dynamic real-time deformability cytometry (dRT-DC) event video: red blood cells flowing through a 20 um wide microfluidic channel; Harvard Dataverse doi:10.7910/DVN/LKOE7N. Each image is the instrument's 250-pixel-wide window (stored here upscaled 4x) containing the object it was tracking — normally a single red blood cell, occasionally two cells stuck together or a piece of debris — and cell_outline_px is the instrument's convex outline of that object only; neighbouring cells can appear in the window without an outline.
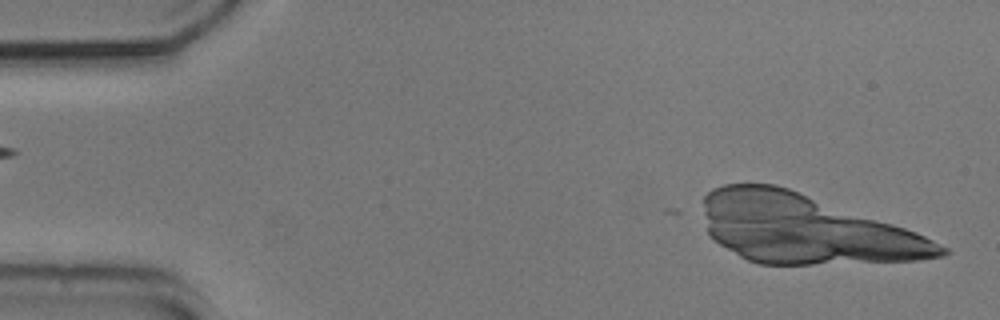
{"species": "common noctule bat (a hibernating species)", "species_latin": "Nyctalus noctula", "temperature_condition": "cold", "stored_images_in_passage": 5, "camera_frame_rate_fps": 3000, "um_per_image_px": 0.085, "animal": {"sex": "male", "body_mass_g": 20.5, "forearm_length_mm": 52.5}, "frame": {"image": 1, "passage_image": 1, "time_ms": 0.0, "image_size_px": [1000, 320], "cell_outline_px": [[940, 252], [932, 256], [796, 264], [772, 264], [756, 260], [872, 224], [880, 224], [896, 228], [920, 236]], "centroid_in_image_um": [72.92, 21.01], "position_along_channel_um": 12.1, "area_um2": 28.84}}